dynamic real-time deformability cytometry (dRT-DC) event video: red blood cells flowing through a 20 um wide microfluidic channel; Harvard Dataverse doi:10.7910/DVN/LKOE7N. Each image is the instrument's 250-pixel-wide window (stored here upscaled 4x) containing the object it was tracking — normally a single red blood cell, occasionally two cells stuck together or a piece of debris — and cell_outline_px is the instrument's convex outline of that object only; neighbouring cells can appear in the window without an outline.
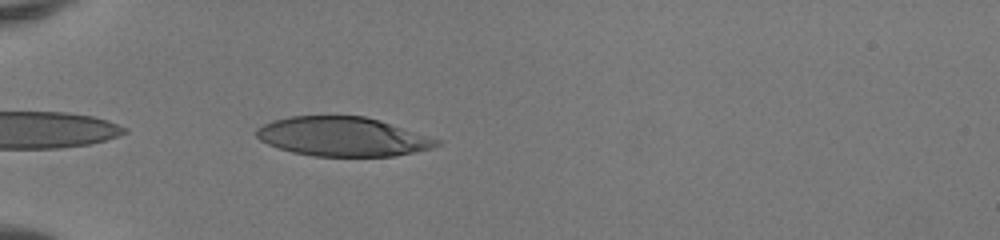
{"species": "human", "species_latin": "Homo sapiens", "temperature_condition": "room temperature", "stored_images_in_passage": 32, "camera_frame_rate_fps": 3000, "um_per_image_px": 0.085, "donor": {"sex": "female"}, "frame": {"image": 1, "passage_image": 1, "time_ms": 0.0, "image_size_px": [1000, 240], "cell_outline_px": [[444, 140], [440, 144], [432, 148], [396, 156], [312, 156], [292, 152], [268, 144], [260, 140], [256, 136], [256, 128], [272, 120], [288, 116], [364, 116], [380, 120]], "centroid_in_image_um": [29.16, 11.61], "position_along_channel_um": 55.8, "area_um2": 41.44}}
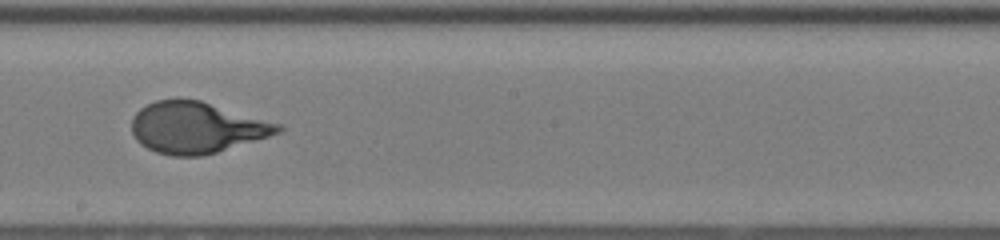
{"frame": {"image": 2, "passage_image": 15, "time_ms": 4.667, "image_size_px": [1000, 240], "cell_outline_px": [[284, 128], [280, 132], [268, 136], [216, 152], [200, 156], [172, 156], [156, 152], [140, 144], [136, 140], [132, 132], [132, 116], [140, 108], [156, 100], [176, 96], [200, 100], [284, 124]], "centroid_in_image_um": [16.69, 10.81], "position_along_channel_um": 231.5, "area_um2": 44.16}}
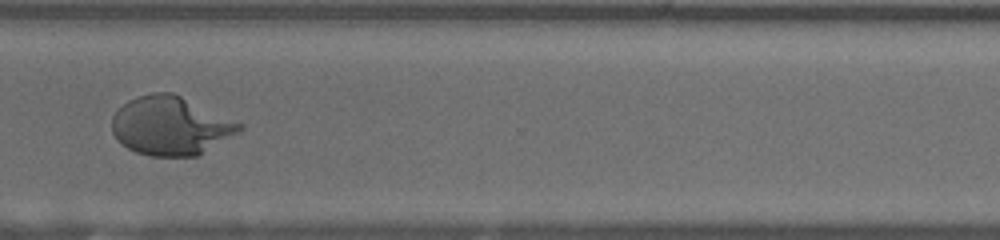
{"frame": {"image": 3, "passage_image": 24, "time_ms": 7.667, "image_size_px": [1000, 240], "cell_outline_px": [[244, 128], [240, 132], [200, 156], [148, 156], [136, 152], [120, 144], [116, 140], [112, 132], [112, 116], [128, 100], [136, 96], [152, 92], [172, 92], [244, 124]], "centroid_in_image_um": [14.52, 10.71], "position_along_channel_um": 356.1, "area_um2": 43.99}, "authors_computed_cell_mechanics": {"area_um2": 43.8413, "velocity_mm_per_s": 4.1582, "shape_relaxation_time_tau1_ms": 4.2452, "shape_relaxation_time_tau2_ms": null, "deformation_change_tau1": 0.2672, "deformation_change_tau2": null}}